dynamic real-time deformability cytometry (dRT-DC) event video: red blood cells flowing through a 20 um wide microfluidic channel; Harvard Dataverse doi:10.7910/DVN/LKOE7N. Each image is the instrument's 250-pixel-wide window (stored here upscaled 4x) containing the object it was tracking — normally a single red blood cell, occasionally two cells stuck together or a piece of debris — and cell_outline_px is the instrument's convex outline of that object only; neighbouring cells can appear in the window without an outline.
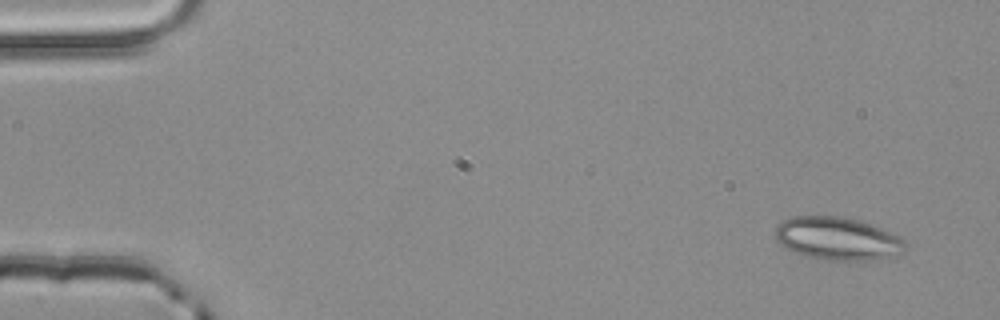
{"species": "common noctule bat (a hibernating species)", "species_latin": "Nyctalus noctula", "temperature_condition": "room temperature", "stored_images_in_passage": 3, "camera_frame_rate_fps": 3000, "um_per_image_px": 0.085, "animal": {"sex": "male", "body_mass_g": 20.4}, "frame": {"image": 1, "passage_image": 1, "time_ms": 0.0, "image_size_px": [1000, 320], "cell_outline_px": [[908, 248], [904, 252], [868, 260], [824, 260], [804, 256], [780, 244], [776, 240], [776, 224], [792, 216], [840, 216], [860, 220], [900, 236], [908, 244]], "centroid_in_image_um": [71.19, 20.27], "position_along_channel_um": 13.8, "area_um2": 32.48}}